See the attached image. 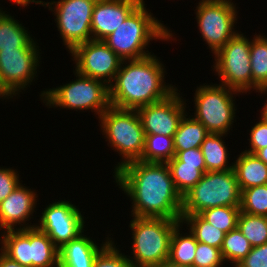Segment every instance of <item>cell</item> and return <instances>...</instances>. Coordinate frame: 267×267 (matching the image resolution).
Listing matches in <instances>:
<instances>
[{
  "instance_id": "1",
  "label": "cell",
  "mask_w": 267,
  "mask_h": 267,
  "mask_svg": "<svg viewBox=\"0 0 267 267\" xmlns=\"http://www.w3.org/2000/svg\"><path fill=\"white\" fill-rule=\"evenodd\" d=\"M113 176L131 198V215L182 220V196L177 192L166 163L131 161Z\"/></svg>"
},
{
  "instance_id": "2",
  "label": "cell",
  "mask_w": 267,
  "mask_h": 267,
  "mask_svg": "<svg viewBox=\"0 0 267 267\" xmlns=\"http://www.w3.org/2000/svg\"><path fill=\"white\" fill-rule=\"evenodd\" d=\"M164 73L165 67L154 54L122 61L114 83L108 86L110 106L136 110L166 99L177 88L165 84Z\"/></svg>"
},
{
  "instance_id": "3",
  "label": "cell",
  "mask_w": 267,
  "mask_h": 267,
  "mask_svg": "<svg viewBox=\"0 0 267 267\" xmlns=\"http://www.w3.org/2000/svg\"><path fill=\"white\" fill-rule=\"evenodd\" d=\"M143 1L128 18L103 42L123 61L141 59L151 55L144 50L150 40H170L171 30L147 11Z\"/></svg>"
},
{
  "instance_id": "4",
  "label": "cell",
  "mask_w": 267,
  "mask_h": 267,
  "mask_svg": "<svg viewBox=\"0 0 267 267\" xmlns=\"http://www.w3.org/2000/svg\"><path fill=\"white\" fill-rule=\"evenodd\" d=\"M180 223L181 220L133 216L129 225L133 235V256H128L132 267H160L164 264L169 259L173 230Z\"/></svg>"
},
{
  "instance_id": "5",
  "label": "cell",
  "mask_w": 267,
  "mask_h": 267,
  "mask_svg": "<svg viewBox=\"0 0 267 267\" xmlns=\"http://www.w3.org/2000/svg\"><path fill=\"white\" fill-rule=\"evenodd\" d=\"M241 191L234 169L205 172L182 197L181 215L200 214L218 206L240 207Z\"/></svg>"
},
{
  "instance_id": "6",
  "label": "cell",
  "mask_w": 267,
  "mask_h": 267,
  "mask_svg": "<svg viewBox=\"0 0 267 267\" xmlns=\"http://www.w3.org/2000/svg\"><path fill=\"white\" fill-rule=\"evenodd\" d=\"M99 121L108 146L110 144L122 156L121 163L115 166L114 171L128 162L141 158L145 133L137 110L109 106L99 116Z\"/></svg>"
},
{
  "instance_id": "7",
  "label": "cell",
  "mask_w": 267,
  "mask_h": 267,
  "mask_svg": "<svg viewBox=\"0 0 267 267\" xmlns=\"http://www.w3.org/2000/svg\"><path fill=\"white\" fill-rule=\"evenodd\" d=\"M3 233L0 251L10 259L26 267H59V249L37 227Z\"/></svg>"
},
{
  "instance_id": "8",
  "label": "cell",
  "mask_w": 267,
  "mask_h": 267,
  "mask_svg": "<svg viewBox=\"0 0 267 267\" xmlns=\"http://www.w3.org/2000/svg\"><path fill=\"white\" fill-rule=\"evenodd\" d=\"M77 78L63 86L41 92L45 105L67 109L89 110L99 116L110 106L109 87L100 80L74 71Z\"/></svg>"
},
{
  "instance_id": "9",
  "label": "cell",
  "mask_w": 267,
  "mask_h": 267,
  "mask_svg": "<svg viewBox=\"0 0 267 267\" xmlns=\"http://www.w3.org/2000/svg\"><path fill=\"white\" fill-rule=\"evenodd\" d=\"M239 92L221 84H203L194 96V119L201 122L209 133L228 134L237 110L233 95ZM236 108V109H235Z\"/></svg>"
},
{
  "instance_id": "10",
  "label": "cell",
  "mask_w": 267,
  "mask_h": 267,
  "mask_svg": "<svg viewBox=\"0 0 267 267\" xmlns=\"http://www.w3.org/2000/svg\"><path fill=\"white\" fill-rule=\"evenodd\" d=\"M243 35L238 32L215 54L213 71L219 76L221 85L246 94L252 88L251 40Z\"/></svg>"
},
{
  "instance_id": "11",
  "label": "cell",
  "mask_w": 267,
  "mask_h": 267,
  "mask_svg": "<svg viewBox=\"0 0 267 267\" xmlns=\"http://www.w3.org/2000/svg\"><path fill=\"white\" fill-rule=\"evenodd\" d=\"M232 0H201L196 7V18L202 38L215 55L238 31L236 3Z\"/></svg>"
},
{
  "instance_id": "12",
  "label": "cell",
  "mask_w": 267,
  "mask_h": 267,
  "mask_svg": "<svg viewBox=\"0 0 267 267\" xmlns=\"http://www.w3.org/2000/svg\"><path fill=\"white\" fill-rule=\"evenodd\" d=\"M97 0H58L43 2L56 16L58 31L69 53L79 44L92 40L91 20ZM53 5V7H52ZM55 6V8H54ZM54 9V10H53Z\"/></svg>"
},
{
  "instance_id": "13",
  "label": "cell",
  "mask_w": 267,
  "mask_h": 267,
  "mask_svg": "<svg viewBox=\"0 0 267 267\" xmlns=\"http://www.w3.org/2000/svg\"><path fill=\"white\" fill-rule=\"evenodd\" d=\"M39 50L15 48L0 51V98H13L37 77Z\"/></svg>"
},
{
  "instance_id": "14",
  "label": "cell",
  "mask_w": 267,
  "mask_h": 267,
  "mask_svg": "<svg viewBox=\"0 0 267 267\" xmlns=\"http://www.w3.org/2000/svg\"><path fill=\"white\" fill-rule=\"evenodd\" d=\"M70 53L76 72L103 81L107 86L113 83L123 61L103 41L97 40L79 44Z\"/></svg>"
},
{
  "instance_id": "15",
  "label": "cell",
  "mask_w": 267,
  "mask_h": 267,
  "mask_svg": "<svg viewBox=\"0 0 267 267\" xmlns=\"http://www.w3.org/2000/svg\"><path fill=\"white\" fill-rule=\"evenodd\" d=\"M39 220L36 227L46 233L58 249L84 233V217L80 209L69 201L50 203Z\"/></svg>"
},
{
  "instance_id": "16",
  "label": "cell",
  "mask_w": 267,
  "mask_h": 267,
  "mask_svg": "<svg viewBox=\"0 0 267 267\" xmlns=\"http://www.w3.org/2000/svg\"><path fill=\"white\" fill-rule=\"evenodd\" d=\"M182 98L176 89L166 99L136 109L144 133L173 137L186 114V103Z\"/></svg>"
},
{
  "instance_id": "17",
  "label": "cell",
  "mask_w": 267,
  "mask_h": 267,
  "mask_svg": "<svg viewBox=\"0 0 267 267\" xmlns=\"http://www.w3.org/2000/svg\"><path fill=\"white\" fill-rule=\"evenodd\" d=\"M143 0H97L91 20L92 40L103 41L112 34Z\"/></svg>"
},
{
  "instance_id": "18",
  "label": "cell",
  "mask_w": 267,
  "mask_h": 267,
  "mask_svg": "<svg viewBox=\"0 0 267 267\" xmlns=\"http://www.w3.org/2000/svg\"><path fill=\"white\" fill-rule=\"evenodd\" d=\"M37 194L31 188H27L20 183L16 189L9 194L0 203V229L15 230L17 224L18 229H26L36 227L35 225L26 224L29 221L30 215H33V211L37 205ZM22 227V228H21Z\"/></svg>"
},
{
  "instance_id": "19",
  "label": "cell",
  "mask_w": 267,
  "mask_h": 267,
  "mask_svg": "<svg viewBox=\"0 0 267 267\" xmlns=\"http://www.w3.org/2000/svg\"><path fill=\"white\" fill-rule=\"evenodd\" d=\"M110 239L107 237L100 248L90 237L80 234L59 249V267H93L97 254L111 241Z\"/></svg>"
},
{
  "instance_id": "20",
  "label": "cell",
  "mask_w": 267,
  "mask_h": 267,
  "mask_svg": "<svg viewBox=\"0 0 267 267\" xmlns=\"http://www.w3.org/2000/svg\"><path fill=\"white\" fill-rule=\"evenodd\" d=\"M233 163L240 191L267 184V164L255 154L241 152Z\"/></svg>"
},
{
  "instance_id": "21",
  "label": "cell",
  "mask_w": 267,
  "mask_h": 267,
  "mask_svg": "<svg viewBox=\"0 0 267 267\" xmlns=\"http://www.w3.org/2000/svg\"><path fill=\"white\" fill-rule=\"evenodd\" d=\"M5 12L0 9V51L15 48H39L25 27Z\"/></svg>"
},
{
  "instance_id": "22",
  "label": "cell",
  "mask_w": 267,
  "mask_h": 267,
  "mask_svg": "<svg viewBox=\"0 0 267 267\" xmlns=\"http://www.w3.org/2000/svg\"><path fill=\"white\" fill-rule=\"evenodd\" d=\"M226 134L209 133L201 144V151L205 160L206 172L227 171L233 169L229 163V153L224 140Z\"/></svg>"
},
{
  "instance_id": "23",
  "label": "cell",
  "mask_w": 267,
  "mask_h": 267,
  "mask_svg": "<svg viewBox=\"0 0 267 267\" xmlns=\"http://www.w3.org/2000/svg\"><path fill=\"white\" fill-rule=\"evenodd\" d=\"M187 114L186 112L181 119L178 129L173 136L175 151L200 148L202 142L209 134L201 122L194 119L192 115L188 117Z\"/></svg>"
},
{
  "instance_id": "24",
  "label": "cell",
  "mask_w": 267,
  "mask_h": 267,
  "mask_svg": "<svg viewBox=\"0 0 267 267\" xmlns=\"http://www.w3.org/2000/svg\"><path fill=\"white\" fill-rule=\"evenodd\" d=\"M181 224L173 230L168 261L176 265L194 267L197 241L190 231L189 234H180V228L183 226Z\"/></svg>"
},
{
  "instance_id": "25",
  "label": "cell",
  "mask_w": 267,
  "mask_h": 267,
  "mask_svg": "<svg viewBox=\"0 0 267 267\" xmlns=\"http://www.w3.org/2000/svg\"><path fill=\"white\" fill-rule=\"evenodd\" d=\"M250 66L252 89L258 92L267 87V38L265 35H257L251 41Z\"/></svg>"
},
{
  "instance_id": "26",
  "label": "cell",
  "mask_w": 267,
  "mask_h": 267,
  "mask_svg": "<svg viewBox=\"0 0 267 267\" xmlns=\"http://www.w3.org/2000/svg\"><path fill=\"white\" fill-rule=\"evenodd\" d=\"M171 178L177 192L183 197L206 172L205 165H190L182 161H168Z\"/></svg>"
},
{
  "instance_id": "27",
  "label": "cell",
  "mask_w": 267,
  "mask_h": 267,
  "mask_svg": "<svg viewBox=\"0 0 267 267\" xmlns=\"http://www.w3.org/2000/svg\"><path fill=\"white\" fill-rule=\"evenodd\" d=\"M175 156L173 137L145 134L144 149L139 161L167 163Z\"/></svg>"
},
{
  "instance_id": "28",
  "label": "cell",
  "mask_w": 267,
  "mask_h": 267,
  "mask_svg": "<svg viewBox=\"0 0 267 267\" xmlns=\"http://www.w3.org/2000/svg\"><path fill=\"white\" fill-rule=\"evenodd\" d=\"M181 217L182 224L186 223L187 227L189 225L188 230L195 236L197 242L221 249L225 232L209 224L199 214L181 215Z\"/></svg>"
},
{
  "instance_id": "29",
  "label": "cell",
  "mask_w": 267,
  "mask_h": 267,
  "mask_svg": "<svg viewBox=\"0 0 267 267\" xmlns=\"http://www.w3.org/2000/svg\"><path fill=\"white\" fill-rule=\"evenodd\" d=\"M237 228L252 247L267 243V216L250 215L240 212Z\"/></svg>"
},
{
  "instance_id": "30",
  "label": "cell",
  "mask_w": 267,
  "mask_h": 267,
  "mask_svg": "<svg viewBox=\"0 0 267 267\" xmlns=\"http://www.w3.org/2000/svg\"><path fill=\"white\" fill-rule=\"evenodd\" d=\"M252 249L250 242L244 237L242 232L236 228L225 234L221 247L223 260L234 263V267L246 257Z\"/></svg>"
},
{
  "instance_id": "31",
  "label": "cell",
  "mask_w": 267,
  "mask_h": 267,
  "mask_svg": "<svg viewBox=\"0 0 267 267\" xmlns=\"http://www.w3.org/2000/svg\"><path fill=\"white\" fill-rule=\"evenodd\" d=\"M240 207L218 206L202 211L199 215L215 228L228 233L237 228Z\"/></svg>"
},
{
  "instance_id": "32",
  "label": "cell",
  "mask_w": 267,
  "mask_h": 267,
  "mask_svg": "<svg viewBox=\"0 0 267 267\" xmlns=\"http://www.w3.org/2000/svg\"><path fill=\"white\" fill-rule=\"evenodd\" d=\"M240 210L250 215L267 216V184L242 190Z\"/></svg>"
},
{
  "instance_id": "33",
  "label": "cell",
  "mask_w": 267,
  "mask_h": 267,
  "mask_svg": "<svg viewBox=\"0 0 267 267\" xmlns=\"http://www.w3.org/2000/svg\"><path fill=\"white\" fill-rule=\"evenodd\" d=\"M112 240L97 254L93 267H132L128 256L122 254Z\"/></svg>"
},
{
  "instance_id": "34",
  "label": "cell",
  "mask_w": 267,
  "mask_h": 267,
  "mask_svg": "<svg viewBox=\"0 0 267 267\" xmlns=\"http://www.w3.org/2000/svg\"><path fill=\"white\" fill-rule=\"evenodd\" d=\"M223 262L221 249L197 242L194 267H221Z\"/></svg>"
},
{
  "instance_id": "35",
  "label": "cell",
  "mask_w": 267,
  "mask_h": 267,
  "mask_svg": "<svg viewBox=\"0 0 267 267\" xmlns=\"http://www.w3.org/2000/svg\"><path fill=\"white\" fill-rule=\"evenodd\" d=\"M250 148L244 152L255 154L258 150L267 147V121L261 117L250 130Z\"/></svg>"
},
{
  "instance_id": "36",
  "label": "cell",
  "mask_w": 267,
  "mask_h": 267,
  "mask_svg": "<svg viewBox=\"0 0 267 267\" xmlns=\"http://www.w3.org/2000/svg\"><path fill=\"white\" fill-rule=\"evenodd\" d=\"M19 173L12 168H0V203L20 184Z\"/></svg>"
},
{
  "instance_id": "37",
  "label": "cell",
  "mask_w": 267,
  "mask_h": 267,
  "mask_svg": "<svg viewBox=\"0 0 267 267\" xmlns=\"http://www.w3.org/2000/svg\"><path fill=\"white\" fill-rule=\"evenodd\" d=\"M235 267H267V243L252 247L250 253Z\"/></svg>"
},
{
  "instance_id": "38",
  "label": "cell",
  "mask_w": 267,
  "mask_h": 267,
  "mask_svg": "<svg viewBox=\"0 0 267 267\" xmlns=\"http://www.w3.org/2000/svg\"><path fill=\"white\" fill-rule=\"evenodd\" d=\"M170 161H182L190 165H205L201 148L175 151V156Z\"/></svg>"
},
{
  "instance_id": "39",
  "label": "cell",
  "mask_w": 267,
  "mask_h": 267,
  "mask_svg": "<svg viewBox=\"0 0 267 267\" xmlns=\"http://www.w3.org/2000/svg\"><path fill=\"white\" fill-rule=\"evenodd\" d=\"M0 267H26L10 259L2 251L0 252Z\"/></svg>"
},
{
  "instance_id": "40",
  "label": "cell",
  "mask_w": 267,
  "mask_h": 267,
  "mask_svg": "<svg viewBox=\"0 0 267 267\" xmlns=\"http://www.w3.org/2000/svg\"><path fill=\"white\" fill-rule=\"evenodd\" d=\"M9 1H12L22 7H25V6H29V4L31 3H35V4H40L42 5L43 1L41 0H9Z\"/></svg>"
},
{
  "instance_id": "41",
  "label": "cell",
  "mask_w": 267,
  "mask_h": 267,
  "mask_svg": "<svg viewBox=\"0 0 267 267\" xmlns=\"http://www.w3.org/2000/svg\"><path fill=\"white\" fill-rule=\"evenodd\" d=\"M255 155L261 159L265 164H267V147L258 150Z\"/></svg>"
},
{
  "instance_id": "42",
  "label": "cell",
  "mask_w": 267,
  "mask_h": 267,
  "mask_svg": "<svg viewBox=\"0 0 267 267\" xmlns=\"http://www.w3.org/2000/svg\"><path fill=\"white\" fill-rule=\"evenodd\" d=\"M258 92H260L261 94L267 92V87L260 89ZM261 113H262L261 117L267 121V100H266V103L263 106V109H262Z\"/></svg>"
},
{
  "instance_id": "43",
  "label": "cell",
  "mask_w": 267,
  "mask_h": 267,
  "mask_svg": "<svg viewBox=\"0 0 267 267\" xmlns=\"http://www.w3.org/2000/svg\"><path fill=\"white\" fill-rule=\"evenodd\" d=\"M160 267H189V266H182V265H176V264H173L171 262H169L168 260L162 264Z\"/></svg>"
}]
</instances>
